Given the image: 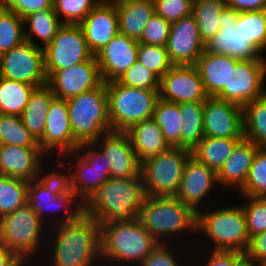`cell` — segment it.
<instances>
[{
	"label": "cell",
	"mask_w": 266,
	"mask_h": 266,
	"mask_svg": "<svg viewBox=\"0 0 266 266\" xmlns=\"http://www.w3.org/2000/svg\"><path fill=\"white\" fill-rule=\"evenodd\" d=\"M54 227L49 266H95L101 262L100 225L92 217L84 212L76 220Z\"/></svg>",
	"instance_id": "obj_1"
},
{
	"label": "cell",
	"mask_w": 266,
	"mask_h": 266,
	"mask_svg": "<svg viewBox=\"0 0 266 266\" xmlns=\"http://www.w3.org/2000/svg\"><path fill=\"white\" fill-rule=\"evenodd\" d=\"M146 194L142 176L109 178L84 205L99 225L138 218Z\"/></svg>",
	"instance_id": "obj_2"
},
{
	"label": "cell",
	"mask_w": 266,
	"mask_h": 266,
	"mask_svg": "<svg viewBox=\"0 0 266 266\" xmlns=\"http://www.w3.org/2000/svg\"><path fill=\"white\" fill-rule=\"evenodd\" d=\"M100 242L101 261L107 260V265L115 261L119 266L135 262L138 266L159 244L138 218L100 225Z\"/></svg>",
	"instance_id": "obj_3"
},
{
	"label": "cell",
	"mask_w": 266,
	"mask_h": 266,
	"mask_svg": "<svg viewBox=\"0 0 266 266\" xmlns=\"http://www.w3.org/2000/svg\"><path fill=\"white\" fill-rule=\"evenodd\" d=\"M138 219L158 243L167 244L177 234H196L197 213L175 196H146Z\"/></svg>",
	"instance_id": "obj_4"
},
{
	"label": "cell",
	"mask_w": 266,
	"mask_h": 266,
	"mask_svg": "<svg viewBox=\"0 0 266 266\" xmlns=\"http://www.w3.org/2000/svg\"><path fill=\"white\" fill-rule=\"evenodd\" d=\"M45 172L44 169V175L29 181L28 184V203L33 211L39 215L43 223L45 221V224L47 211L46 215L50 216L53 212L55 214L56 211L58 213L65 210L66 215L63 219H55L57 220L55 225L65 224L79 218L85 212V204L78 199L75 192L66 187L65 173H62L59 168L56 171L51 170L50 173Z\"/></svg>",
	"instance_id": "obj_5"
},
{
	"label": "cell",
	"mask_w": 266,
	"mask_h": 266,
	"mask_svg": "<svg viewBox=\"0 0 266 266\" xmlns=\"http://www.w3.org/2000/svg\"><path fill=\"white\" fill-rule=\"evenodd\" d=\"M67 105L73 137L80 145H99V138L111 132L105 82L67 99Z\"/></svg>",
	"instance_id": "obj_6"
},
{
	"label": "cell",
	"mask_w": 266,
	"mask_h": 266,
	"mask_svg": "<svg viewBox=\"0 0 266 266\" xmlns=\"http://www.w3.org/2000/svg\"><path fill=\"white\" fill-rule=\"evenodd\" d=\"M197 212L196 232L208 236L213 249L245 254L250 244L246 216L240 205ZM207 211V212H206Z\"/></svg>",
	"instance_id": "obj_7"
},
{
	"label": "cell",
	"mask_w": 266,
	"mask_h": 266,
	"mask_svg": "<svg viewBox=\"0 0 266 266\" xmlns=\"http://www.w3.org/2000/svg\"><path fill=\"white\" fill-rule=\"evenodd\" d=\"M111 131L126 132L134 124L153 117L159 90L129 87L118 80L106 82Z\"/></svg>",
	"instance_id": "obj_8"
},
{
	"label": "cell",
	"mask_w": 266,
	"mask_h": 266,
	"mask_svg": "<svg viewBox=\"0 0 266 266\" xmlns=\"http://www.w3.org/2000/svg\"><path fill=\"white\" fill-rule=\"evenodd\" d=\"M95 147L98 146L93 143H84L76 151L61 155L60 157L63 159H58L62 161L58 163L57 168L61 166L62 169L63 164H68L64 161V158L68 160L69 156L79 155V157H75L78 160H75L73 165L64 166L67 167V174H65L66 187L75 192L78 199L84 204L111 178L110 173L107 172V158ZM73 169L75 170L73 171Z\"/></svg>",
	"instance_id": "obj_9"
},
{
	"label": "cell",
	"mask_w": 266,
	"mask_h": 266,
	"mask_svg": "<svg viewBox=\"0 0 266 266\" xmlns=\"http://www.w3.org/2000/svg\"><path fill=\"white\" fill-rule=\"evenodd\" d=\"M44 227L39 215L27 202L0 219V243L26 264L28 259L31 261L29 256H35L43 244L40 240H43Z\"/></svg>",
	"instance_id": "obj_10"
},
{
	"label": "cell",
	"mask_w": 266,
	"mask_h": 266,
	"mask_svg": "<svg viewBox=\"0 0 266 266\" xmlns=\"http://www.w3.org/2000/svg\"><path fill=\"white\" fill-rule=\"evenodd\" d=\"M191 151L170 147L141 163V176L146 196H176L183 170Z\"/></svg>",
	"instance_id": "obj_11"
},
{
	"label": "cell",
	"mask_w": 266,
	"mask_h": 266,
	"mask_svg": "<svg viewBox=\"0 0 266 266\" xmlns=\"http://www.w3.org/2000/svg\"><path fill=\"white\" fill-rule=\"evenodd\" d=\"M93 56L81 27L63 24L52 41L44 48L46 76L48 78L55 71L86 62Z\"/></svg>",
	"instance_id": "obj_12"
},
{
	"label": "cell",
	"mask_w": 266,
	"mask_h": 266,
	"mask_svg": "<svg viewBox=\"0 0 266 266\" xmlns=\"http://www.w3.org/2000/svg\"><path fill=\"white\" fill-rule=\"evenodd\" d=\"M0 77L24 82L36 88L47 84L44 49L24 40L0 55Z\"/></svg>",
	"instance_id": "obj_13"
},
{
	"label": "cell",
	"mask_w": 266,
	"mask_h": 266,
	"mask_svg": "<svg viewBox=\"0 0 266 266\" xmlns=\"http://www.w3.org/2000/svg\"><path fill=\"white\" fill-rule=\"evenodd\" d=\"M266 59L238 61L230 67L228 86L215 96L244 107L266 93Z\"/></svg>",
	"instance_id": "obj_14"
},
{
	"label": "cell",
	"mask_w": 266,
	"mask_h": 266,
	"mask_svg": "<svg viewBox=\"0 0 266 266\" xmlns=\"http://www.w3.org/2000/svg\"><path fill=\"white\" fill-rule=\"evenodd\" d=\"M239 12L226 8L221 15L218 33L205 44L210 54H223L239 61L266 59L263 54L237 30Z\"/></svg>",
	"instance_id": "obj_15"
},
{
	"label": "cell",
	"mask_w": 266,
	"mask_h": 266,
	"mask_svg": "<svg viewBox=\"0 0 266 266\" xmlns=\"http://www.w3.org/2000/svg\"><path fill=\"white\" fill-rule=\"evenodd\" d=\"M159 97L179 104L205 101L209 96L196 65H173L160 78Z\"/></svg>",
	"instance_id": "obj_16"
},
{
	"label": "cell",
	"mask_w": 266,
	"mask_h": 266,
	"mask_svg": "<svg viewBox=\"0 0 266 266\" xmlns=\"http://www.w3.org/2000/svg\"><path fill=\"white\" fill-rule=\"evenodd\" d=\"M204 136L243 139V109L237 104L209 96L204 102Z\"/></svg>",
	"instance_id": "obj_17"
},
{
	"label": "cell",
	"mask_w": 266,
	"mask_h": 266,
	"mask_svg": "<svg viewBox=\"0 0 266 266\" xmlns=\"http://www.w3.org/2000/svg\"><path fill=\"white\" fill-rule=\"evenodd\" d=\"M96 57L67 69L53 72L47 78V86L56 98L69 99L92 90L102 83Z\"/></svg>",
	"instance_id": "obj_18"
},
{
	"label": "cell",
	"mask_w": 266,
	"mask_h": 266,
	"mask_svg": "<svg viewBox=\"0 0 266 266\" xmlns=\"http://www.w3.org/2000/svg\"><path fill=\"white\" fill-rule=\"evenodd\" d=\"M166 51L173 65H196L205 44L192 13L171 23Z\"/></svg>",
	"instance_id": "obj_19"
},
{
	"label": "cell",
	"mask_w": 266,
	"mask_h": 266,
	"mask_svg": "<svg viewBox=\"0 0 266 266\" xmlns=\"http://www.w3.org/2000/svg\"><path fill=\"white\" fill-rule=\"evenodd\" d=\"M38 144L47 155L53 151L59 157L76 151L80 146L70 127L67 100L55 98L51 102L45 129Z\"/></svg>",
	"instance_id": "obj_20"
},
{
	"label": "cell",
	"mask_w": 266,
	"mask_h": 266,
	"mask_svg": "<svg viewBox=\"0 0 266 266\" xmlns=\"http://www.w3.org/2000/svg\"><path fill=\"white\" fill-rule=\"evenodd\" d=\"M103 137V138H102ZM99 151L107 158V172L111 178L141 176V162L126 132H108L101 136Z\"/></svg>",
	"instance_id": "obj_21"
},
{
	"label": "cell",
	"mask_w": 266,
	"mask_h": 266,
	"mask_svg": "<svg viewBox=\"0 0 266 266\" xmlns=\"http://www.w3.org/2000/svg\"><path fill=\"white\" fill-rule=\"evenodd\" d=\"M89 50L95 56L119 32L118 14L113 0H101L79 24Z\"/></svg>",
	"instance_id": "obj_22"
},
{
	"label": "cell",
	"mask_w": 266,
	"mask_h": 266,
	"mask_svg": "<svg viewBox=\"0 0 266 266\" xmlns=\"http://www.w3.org/2000/svg\"><path fill=\"white\" fill-rule=\"evenodd\" d=\"M215 185H218L217 173L191 155L185 164L175 197L197 213L202 209L199 205L203 204Z\"/></svg>",
	"instance_id": "obj_23"
},
{
	"label": "cell",
	"mask_w": 266,
	"mask_h": 266,
	"mask_svg": "<svg viewBox=\"0 0 266 266\" xmlns=\"http://www.w3.org/2000/svg\"><path fill=\"white\" fill-rule=\"evenodd\" d=\"M138 41L118 32L96 55L103 82L117 81L137 61Z\"/></svg>",
	"instance_id": "obj_24"
},
{
	"label": "cell",
	"mask_w": 266,
	"mask_h": 266,
	"mask_svg": "<svg viewBox=\"0 0 266 266\" xmlns=\"http://www.w3.org/2000/svg\"><path fill=\"white\" fill-rule=\"evenodd\" d=\"M44 156L47 154L41 147L2 145L0 175L32 181L43 174Z\"/></svg>",
	"instance_id": "obj_25"
},
{
	"label": "cell",
	"mask_w": 266,
	"mask_h": 266,
	"mask_svg": "<svg viewBox=\"0 0 266 266\" xmlns=\"http://www.w3.org/2000/svg\"><path fill=\"white\" fill-rule=\"evenodd\" d=\"M259 146L243 138L233 149L232 153L217 172L218 185L240 191L247 179Z\"/></svg>",
	"instance_id": "obj_26"
},
{
	"label": "cell",
	"mask_w": 266,
	"mask_h": 266,
	"mask_svg": "<svg viewBox=\"0 0 266 266\" xmlns=\"http://www.w3.org/2000/svg\"><path fill=\"white\" fill-rule=\"evenodd\" d=\"M118 14L119 32L139 41L155 13L153 0H113Z\"/></svg>",
	"instance_id": "obj_27"
},
{
	"label": "cell",
	"mask_w": 266,
	"mask_h": 266,
	"mask_svg": "<svg viewBox=\"0 0 266 266\" xmlns=\"http://www.w3.org/2000/svg\"><path fill=\"white\" fill-rule=\"evenodd\" d=\"M239 60L223 54H210L206 50L198 58L196 67L208 96H216L228 86L230 67Z\"/></svg>",
	"instance_id": "obj_28"
},
{
	"label": "cell",
	"mask_w": 266,
	"mask_h": 266,
	"mask_svg": "<svg viewBox=\"0 0 266 266\" xmlns=\"http://www.w3.org/2000/svg\"><path fill=\"white\" fill-rule=\"evenodd\" d=\"M126 133L129 135L132 147L141 163L170 148L161 128L153 118L134 124Z\"/></svg>",
	"instance_id": "obj_29"
},
{
	"label": "cell",
	"mask_w": 266,
	"mask_h": 266,
	"mask_svg": "<svg viewBox=\"0 0 266 266\" xmlns=\"http://www.w3.org/2000/svg\"><path fill=\"white\" fill-rule=\"evenodd\" d=\"M55 98L54 93L47 85L35 88L21 114L23 124L37 142L42 138L47 113Z\"/></svg>",
	"instance_id": "obj_30"
},
{
	"label": "cell",
	"mask_w": 266,
	"mask_h": 266,
	"mask_svg": "<svg viewBox=\"0 0 266 266\" xmlns=\"http://www.w3.org/2000/svg\"><path fill=\"white\" fill-rule=\"evenodd\" d=\"M204 102L179 103L181 119L180 148L192 151L203 139Z\"/></svg>",
	"instance_id": "obj_31"
},
{
	"label": "cell",
	"mask_w": 266,
	"mask_h": 266,
	"mask_svg": "<svg viewBox=\"0 0 266 266\" xmlns=\"http://www.w3.org/2000/svg\"><path fill=\"white\" fill-rule=\"evenodd\" d=\"M241 140L204 136L191 151V154L217 173Z\"/></svg>",
	"instance_id": "obj_32"
},
{
	"label": "cell",
	"mask_w": 266,
	"mask_h": 266,
	"mask_svg": "<svg viewBox=\"0 0 266 266\" xmlns=\"http://www.w3.org/2000/svg\"><path fill=\"white\" fill-rule=\"evenodd\" d=\"M227 7L226 0H193L192 14L204 44L218 33L221 15Z\"/></svg>",
	"instance_id": "obj_33"
},
{
	"label": "cell",
	"mask_w": 266,
	"mask_h": 266,
	"mask_svg": "<svg viewBox=\"0 0 266 266\" xmlns=\"http://www.w3.org/2000/svg\"><path fill=\"white\" fill-rule=\"evenodd\" d=\"M23 22L24 26L29 25V32L24 31L25 40L43 49L52 41L57 31L63 25L54 9L39 10L23 18ZM34 37L40 39L42 44L40 45L39 42H34Z\"/></svg>",
	"instance_id": "obj_34"
},
{
	"label": "cell",
	"mask_w": 266,
	"mask_h": 266,
	"mask_svg": "<svg viewBox=\"0 0 266 266\" xmlns=\"http://www.w3.org/2000/svg\"><path fill=\"white\" fill-rule=\"evenodd\" d=\"M242 109L244 138L259 147H266V93Z\"/></svg>",
	"instance_id": "obj_35"
},
{
	"label": "cell",
	"mask_w": 266,
	"mask_h": 266,
	"mask_svg": "<svg viewBox=\"0 0 266 266\" xmlns=\"http://www.w3.org/2000/svg\"><path fill=\"white\" fill-rule=\"evenodd\" d=\"M36 87L0 77V114L21 116Z\"/></svg>",
	"instance_id": "obj_36"
},
{
	"label": "cell",
	"mask_w": 266,
	"mask_h": 266,
	"mask_svg": "<svg viewBox=\"0 0 266 266\" xmlns=\"http://www.w3.org/2000/svg\"><path fill=\"white\" fill-rule=\"evenodd\" d=\"M159 125L170 147L180 148L181 119L178 103L158 99L152 117Z\"/></svg>",
	"instance_id": "obj_37"
},
{
	"label": "cell",
	"mask_w": 266,
	"mask_h": 266,
	"mask_svg": "<svg viewBox=\"0 0 266 266\" xmlns=\"http://www.w3.org/2000/svg\"><path fill=\"white\" fill-rule=\"evenodd\" d=\"M29 181L0 175V219L28 202Z\"/></svg>",
	"instance_id": "obj_38"
},
{
	"label": "cell",
	"mask_w": 266,
	"mask_h": 266,
	"mask_svg": "<svg viewBox=\"0 0 266 266\" xmlns=\"http://www.w3.org/2000/svg\"><path fill=\"white\" fill-rule=\"evenodd\" d=\"M237 30L263 53L266 50V9L239 13Z\"/></svg>",
	"instance_id": "obj_39"
},
{
	"label": "cell",
	"mask_w": 266,
	"mask_h": 266,
	"mask_svg": "<svg viewBox=\"0 0 266 266\" xmlns=\"http://www.w3.org/2000/svg\"><path fill=\"white\" fill-rule=\"evenodd\" d=\"M0 142L2 145L40 147L23 124L21 116L0 114Z\"/></svg>",
	"instance_id": "obj_40"
},
{
	"label": "cell",
	"mask_w": 266,
	"mask_h": 266,
	"mask_svg": "<svg viewBox=\"0 0 266 266\" xmlns=\"http://www.w3.org/2000/svg\"><path fill=\"white\" fill-rule=\"evenodd\" d=\"M23 19L15 12L0 9V55L25 40Z\"/></svg>",
	"instance_id": "obj_41"
},
{
	"label": "cell",
	"mask_w": 266,
	"mask_h": 266,
	"mask_svg": "<svg viewBox=\"0 0 266 266\" xmlns=\"http://www.w3.org/2000/svg\"><path fill=\"white\" fill-rule=\"evenodd\" d=\"M239 193L247 197L266 198V147H259L243 188Z\"/></svg>",
	"instance_id": "obj_42"
},
{
	"label": "cell",
	"mask_w": 266,
	"mask_h": 266,
	"mask_svg": "<svg viewBox=\"0 0 266 266\" xmlns=\"http://www.w3.org/2000/svg\"><path fill=\"white\" fill-rule=\"evenodd\" d=\"M101 0H54L53 9L63 24L79 25Z\"/></svg>",
	"instance_id": "obj_43"
},
{
	"label": "cell",
	"mask_w": 266,
	"mask_h": 266,
	"mask_svg": "<svg viewBox=\"0 0 266 266\" xmlns=\"http://www.w3.org/2000/svg\"><path fill=\"white\" fill-rule=\"evenodd\" d=\"M137 60L160 78L173 66L166 51V46L139 43Z\"/></svg>",
	"instance_id": "obj_44"
},
{
	"label": "cell",
	"mask_w": 266,
	"mask_h": 266,
	"mask_svg": "<svg viewBox=\"0 0 266 266\" xmlns=\"http://www.w3.org/2000/svg\"><path fill=\"white\" fill-rule=\"evenodd\" d=\"M121 84L145 90H159L160 77L138 60L118 79Z\"/></svg>",
	"instance_id": "obj_45"
},
{
	"label": "cell",
	"mask_w": 266,
	"mask_h": 266,
	"mask_svg": "<svg viewBox=\"0 0 266 266\" xmlns=\"http://www.w3.org/2000/svg\"><path fill=\"white\" fill-rule=\"evenodd\" d=\"M246 204L241 207L246 216L247 229L250 238L254 235L266 231V198L247 197Z\"/></svg>",
	"instance_id": "obj_46"
},
{
	"label": "cell",
	"mask_w": 266,
	"mask_h": 266,
	"mask_svg": "<svg viewBox=\"0 0 266 266\" xmlns=\"http://www.w3.org/2000/svg\"><path fill=\"white\" fill-rule=\"evenodd\" d=\"M155 13L169 23L192 13L193 0H153Z\"/></svg>",
	"instance_id": "obj_47"
},
{
	"label": "cell",
	"mask_w": 266,
	"mask_h": 266,
	"mask_svg": "<svg viewBox=\"0 0 266 266\" xmlns=\"http://www.w3.org/2000/svg\"><path fill=\"white\" fill-rule=\"evenodd\" d=\"M171 23L154 13L144 28L139 43L166 46Z\"/></svg>",
	"instance_id": "obj_48"
},
{
	"label": "cell",
	"mask_w": 266,
	"mask_h": 266,
	"mask_svg": "<svg viewBox=\"0 0 266 266\" xmlns=\"http://www.w3.org/2000/svg\"><path fill=\"white\" fill-rule=\"evenodd\" d=\"M169 244L171 245L172 243L171 242L167 244L159 243L152 250V252L138 265L139 266H182V264L180 265L181 259L178 257V255L176 257V255L174 254L175 251H173L170 248Z\"/></svg>",
	"instance_id": "obj_49"
},
{
	"label": "cell",
	"mask_w": 266,
	"mask_h": 266,
	"mask_svg": "<svg viewBox=\"0 0 266 266\" xmlns=\"http://www.w3.org/2000/svg\"><path fill=\"white\" fill-rule=\"evenodd\" d=\"M245 258L258 265L266 266V231L251 237Z\"/></svg>",
	"instance_id": "obj_50"
},
{
	"label": "cell",
	"mask_w": 266,
	"mask_h": 266,
	"mask_svg": "<svg viewBox=\"0 0 266 266\" xmlns=\"http://www.w3.org/2000/svg\"><path fill=\"white\" fill-rule=\"evenodd\" d=\"M205 266H238L244 259L245 254L237 251L211 250Z\"/></svg>",
	"instance_id": "obj_51"
},
{
	"label": "cell",
	"mask_w": 266,
	"mask_h": 266,
	"mask_svg": "<svg viewBox=\"0 0 266 266\" xmlns=\"http://www.w3.org/2000/svg\"><path fill=\"white\" fill-rule=\"evenodd\" d=\"M54 0H21L17 1L9 10L20 18H25L42 9H53Z\"/></svg>",
	"instance_id": "obj_52"
},
{
	"label": "cell",
	"mask_w": 266,
	"mask_h": 266,
	"mask_svg": "<svg viewBox=\"0 0 266 266\" xmlns=\"http://www.w3.org/2000/svg\"><path fill=\"white\" fill-rule=\"evenodd\" d=\"M226 2L228 8L239 13L266 9V0H226Z\"/></svg>",
	"instance_id": "obj_53"
},
{
	"label": "cell",
	"mask_w": 266,
	"mask_h": 266,
	"mask_svg": "<svg viewBox=\"0 0 266 266\" xmlns=\"http://www.w3.org/2000/svg\"><path fill=\"white\" fill-rule=\"evenodd\" d=\"M12 251L0 243V266H26Z\"/></svg>",
	"instance_id": "obj_54"
},
{
	"label": "cell",
	"mask_w": 266,
	"mask_h": 266,
	"mask_svg": "<svg viewBox=\"0 0 266 266\" xmlns=\"http://www.w3.org/2000/svg\"><path fill=\"white\" fill-rule=\"evenodd\" d=\"M17 1L21 0H0V9H10Z\"/></svg>",
	"instance_id": "obj_55"
},
{
	"label": "cell",
	"mask_w": 266,
	"mask_h": 266,
	"mask_svg": "<svg viewBox=\"0 0 266 266\" xmlns=\"http://www.w3.org/2000/svg\"><path fill=\"white\" fill-rule=\"evenodd\" d=\"M238 266H262V265H258L257 263L249 261L245 258Z\"/></svg>",
	"instance_id": "obj_56"
}]
</instances>
